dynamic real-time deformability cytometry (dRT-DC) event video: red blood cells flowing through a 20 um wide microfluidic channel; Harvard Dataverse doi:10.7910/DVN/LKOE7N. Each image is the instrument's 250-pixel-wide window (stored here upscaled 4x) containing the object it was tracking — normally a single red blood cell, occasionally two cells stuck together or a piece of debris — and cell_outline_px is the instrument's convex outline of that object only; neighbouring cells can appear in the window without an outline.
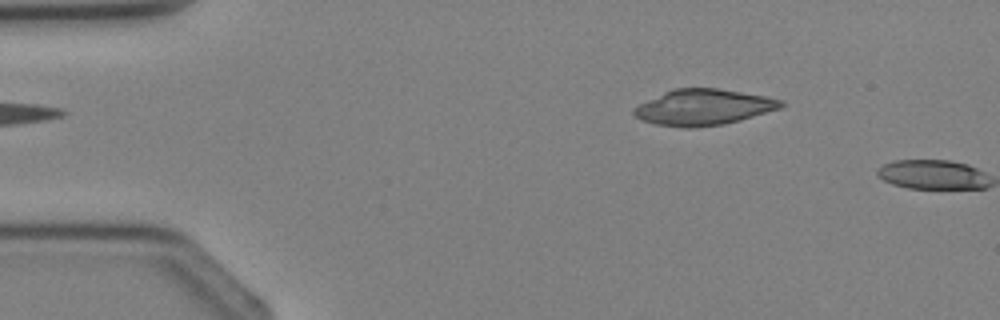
{"species": "Egyptian fruit bat (a non-hibernating species)", "species_latin": "Rousettus aegyptiacus", "temperature_condition": "cold", "stored_images_in_passage": 2, "camera_frame_rate_fps": 3000, "um_per_image_px": 0.085, "animal": {"sex": "female"}, "frame": {"image": 1, "passage_image": 1, "time_ms": 0.0, "image_size_px": [1000, 320], "cell_outline_px": [[784, 104], [780, 108], [740, 120], [724, 124], [696, 128], [680, 128], [656, 124], [640, 120], [632, 112], [632, 108], [664, 92], [676, 88], [716, 88], [768, 96], [784, 100]], "centroid_in_image_um": [59.79, 9.12], "position_along_channel_um": 25.2, "area_um2": 30.81}}